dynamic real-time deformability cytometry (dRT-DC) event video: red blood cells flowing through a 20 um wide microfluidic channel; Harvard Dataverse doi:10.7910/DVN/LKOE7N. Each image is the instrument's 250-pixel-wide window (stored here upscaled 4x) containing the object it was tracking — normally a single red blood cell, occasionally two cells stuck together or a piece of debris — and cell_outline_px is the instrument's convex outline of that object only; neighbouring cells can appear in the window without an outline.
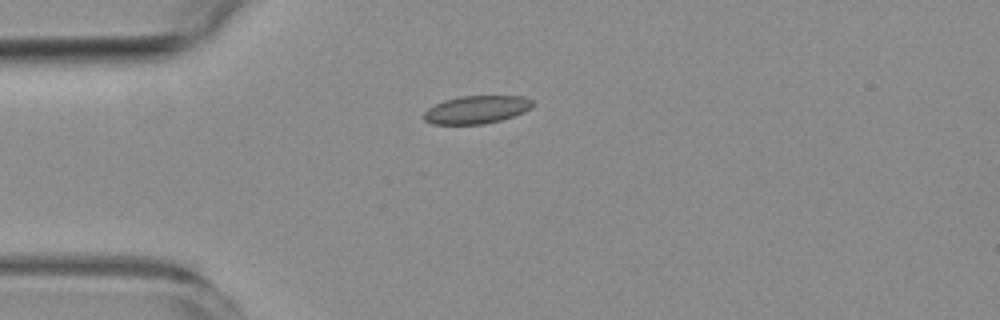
{"species": "common noctule bat (a hibernating species)", "species_latin": "Nyctalus noctula", "temperature_condition": "room temperature", "stored_images_in_passage": 4, "camera_frame_rate_fps": 3000, "um_per_image_px": 0.085, "animal": {"sex": "female", "body_mass_g": 19.3, "forearm_length_mm": 54.1}, "frame": {"image": 1, "passage_image": 1, "time_ms": 0.0, "image_size_px": [1000, 320], "cell_outline_px": [[536, 104], [532, 108], [524, 112], [500, 120], [484, 124], [432, 124], [424, 120], [420, 116], [428, 108], [444, 100], [460, 96], [524, 96], [532, 100]], "centroid_in_image_um": [40.5, 9.32], "position_along_channel_um": 44.5, "area_um2": 17.86}}
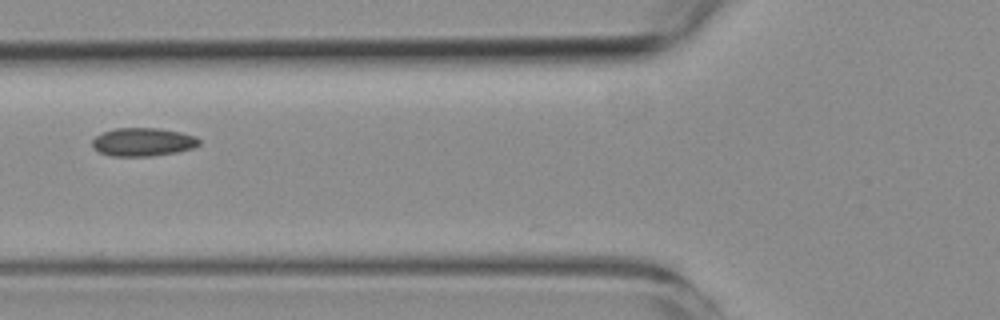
{"frame": {"image": 2, "passage_image": 3, "time_ms": 2.333, "image_size_px": [1000, 320], "cell_outline_px": [[200, 144], [196, 148], [180, 152], [152, 156], [112, 156], [100, 152], [92, 148], [92, 140], [96, 136], [104, 132], [116, 128], [160, 128], [180, 132], [196, 136], [200, 140]], "centroid_in_image_um": [12.2, 12.08], "position_along_channel_um": 113.6, "area_um2": 17.86}}
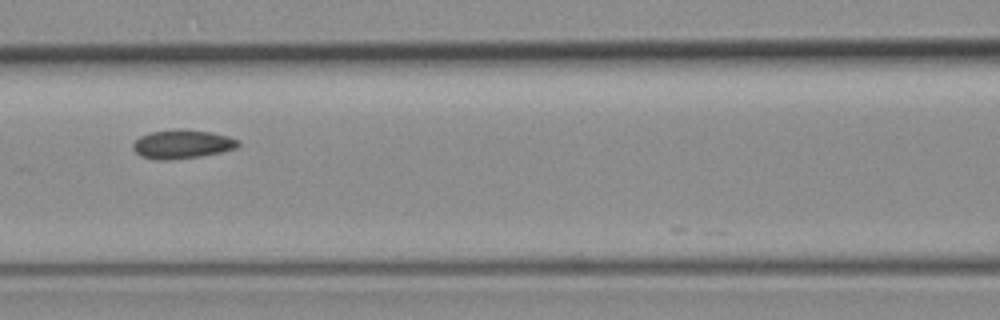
{"frame": {"image": 3, "passage_image": 4, "time_ms": 3.333, "image_size_px": [1000, 320], "cell_outline_px": [[240, 144], [236, 148], [220, 152], [200, 156], [168, 160], [156, 160], [140, 156], [132, 148], [132, 144], [140, 136], [152, 132], [176, 128], [212, 132], [228, 136], [240, 140]], "centroid_in_image_um": [15.48, 12.25], "position_along_channel_um": 151.1, "area_um2": 17.74}}